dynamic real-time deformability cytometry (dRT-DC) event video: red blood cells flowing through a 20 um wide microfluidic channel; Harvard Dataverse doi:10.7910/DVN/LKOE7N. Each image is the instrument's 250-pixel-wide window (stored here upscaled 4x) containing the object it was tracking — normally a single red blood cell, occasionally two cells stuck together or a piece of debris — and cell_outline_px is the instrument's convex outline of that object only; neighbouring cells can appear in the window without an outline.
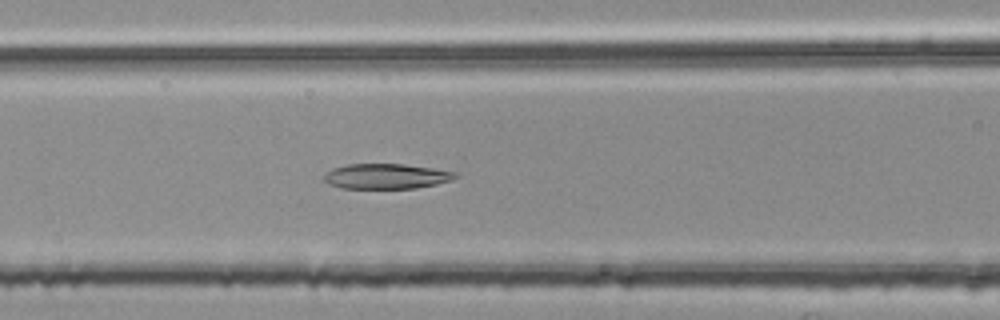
{"species": "common noctule bat (a hibernating species)", "species_latin": "Nyctalus noctula", "temperature_condition": "room temperature", "stored_images_in_passage": 46, "camera_frame_rate_fps": 3000, "um_per_image_px": 0.085, "animal": {"sex": "female", "body_mass_g": 25.1}, "frame": {"image": 1, "passage_image": 22, "time_ms": 7.0, "image_size_px": [1000, 320], "cell_outline_px": [[460, 176], [452, 180], [436, 184], [416, 188], [340, 188], [328, 184], [324, 180], [324, 176], [332, 168], [348, 164], [404, 164], [432, 168], [456, 172]], "centroid_in_image_um": [32.85, 14.98], "position_along_channel_um": 133.8, "area_um2": 19.25}}
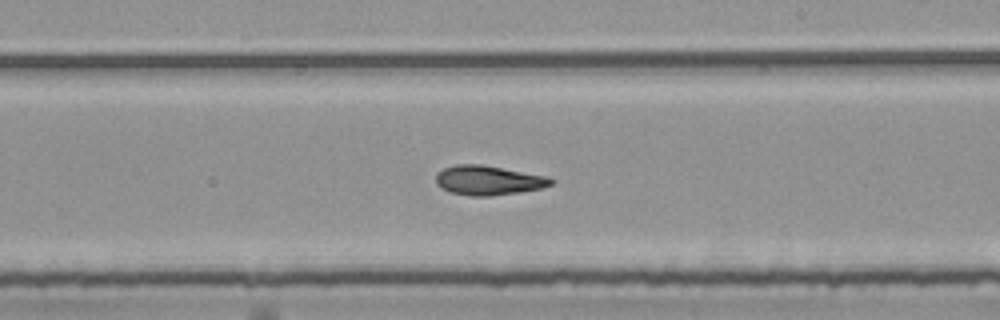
{"frame": {"image": 2, "passage_image": 31, "time_ms": 10.0, "image_size_px": [1000, 320], "cell_outline_px": [[556, 180], [552, 184], [544, 188], [492, 196], [472, 196], [448, 192], [440, 188], [436, 184], [436, 176], [444, 168], [456, 164], [480, 164], [544, 176]], "centroid_in_image_um": [41.48, 15.34], "position_along_channel_um": 247.5, "area_um2": 19.65}}
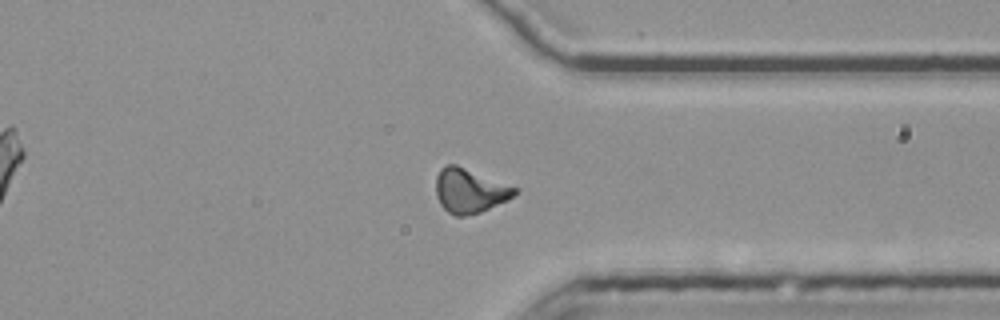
{"frame": {"image": 3, "passage_image": 41, "time_ms": 13.333, "image_size_px": [1000, 320], "cell_outline_px": [[516, 192], [508, 200], [480, 212], [464, 216], [456, 216], [448, 212], [440, 204], [436, 196], [436, 176], [440, 168], [444, 164], [456, 164], [516, 188]], "centroid_in_image_um": [39.86, 16.21], "position_along_channel_um": 371.5, "area_um2": 20.11}, "authors_computed_cell_mechanics": {"area_um2": 20.0566, "velocity_mm_per_s": 3.7933, "shape_relaxation_time_tau1_ms": null, "shape_relaxation_time_tau2_ms": 4.7638, "deformation_change_tau1": null, "deformation_change_tau2": 0.133}}